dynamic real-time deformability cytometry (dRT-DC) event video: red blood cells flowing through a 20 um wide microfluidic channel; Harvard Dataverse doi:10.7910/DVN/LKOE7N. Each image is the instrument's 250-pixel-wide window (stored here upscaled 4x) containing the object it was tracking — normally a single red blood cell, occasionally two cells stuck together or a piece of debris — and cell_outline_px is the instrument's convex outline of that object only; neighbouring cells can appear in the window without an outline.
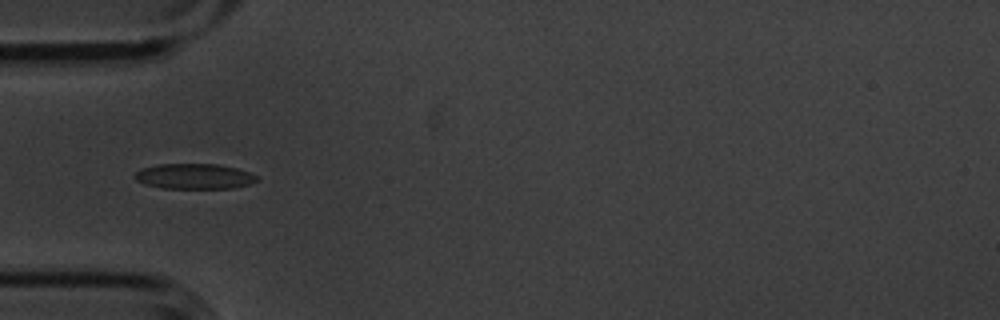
{"species": "common noctule bat (a hibernating species)", "species_latin": "Nyctalus noctula", "temperature_condition": "cold", "stored_images_in_passage": 8, "camera_frame_rate_fps": 3000, "um_per_image_px": 0.085, "animal": {"sex": "male", "body_mass_g": 20.1, "forearm_length_mm": 53.5}, "frame": {"image": 1, "passage_image": 5, "time_ms": 1.333, "image_size_px": [1000, 320], "cell_outline_px": [[260, 180], [248, 184], [232, 188], [160, 188], [144, 184], [136, 180], [132, 176], [140, 168], [160, 164], [216, 164], [236, 168], [248, 172], [256, 176]], "centroid_in_image_um": [16.46, 14.99], "position_along_channel_um": 68.5, "area_um2": 18.03}}
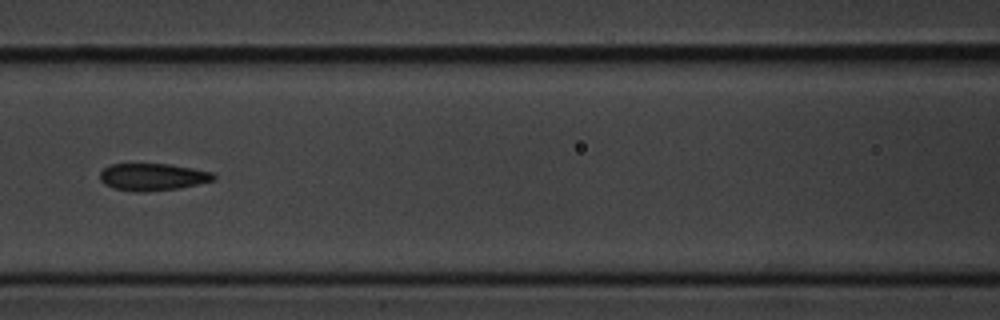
{"frame": {"image": 2, "passage_image": 7, "time_ms": 2.0, "image_size_px": [1000, 320], "cell_outline_px": [[216, 180], [180, 188], [144, 192], [136, 192], [112, 188], [104, 184], [100, 180], [100, 172], [104, 168], [112, 164], [168, 164], [192, 168], [212, 172], [216, 176]], "centroid_in_image_um": [12.98, 15.05], "position_along_channel_um": 153.6, "area_um2": 18.09}}
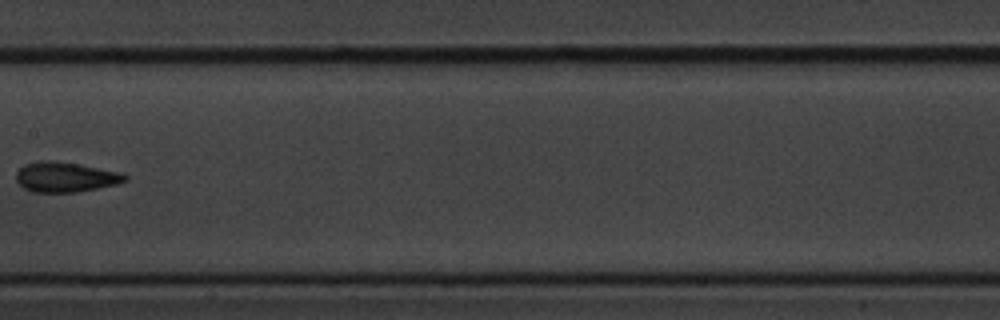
{"frame": {"image": 3, "passage_image": 8, "time_ms": 2.333, "image_size_px": [1000, 320], "cell_outline_px": [[128, 180], [116, 184], [76, 192], [32, 192], [24, 188], [16, 180], [16, 172], [24, 164], [40, 160], [52, 160], [80, 164], [120, 172], [128, 176]], "centroid_in_image_um": [5.54, 15.04], "position_along_channel_um": 201.9, "area_um2": 19.07}}